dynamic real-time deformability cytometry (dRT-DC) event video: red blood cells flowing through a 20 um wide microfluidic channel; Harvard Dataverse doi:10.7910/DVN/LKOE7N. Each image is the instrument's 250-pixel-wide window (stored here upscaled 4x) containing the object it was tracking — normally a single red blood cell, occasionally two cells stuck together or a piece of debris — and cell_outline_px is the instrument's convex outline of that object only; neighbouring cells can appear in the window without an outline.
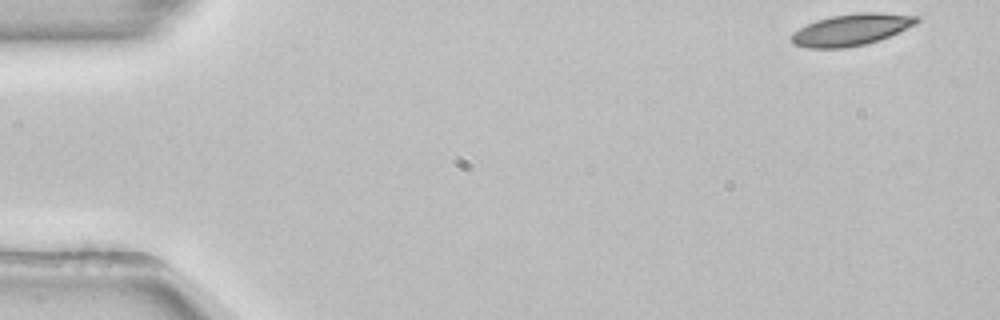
{"species": "common noctule bat (a hibernating species)", "species_latin": "Nyctalus noctula", "temperature_condition": "room temperature", "stored_images_in_passage": 51, "camera_frame_rate_fps": 3000, "um_per_image_px": 0.085, "animal": {"sex": "female", "body_mass_g": 22.7, "forearm_length_mm": 54.2}, "frame": {"image": 1, "passage_image": 1, "time_ms": 0.0, "image_size_px": [1000, 320], "cell_outline_px": [[920, 20], [916, 24], [880, 40], [864, 44], [844, 48], [808, 48], [792, 44], [792, 32], [816, 20], [832, 16], [860, 12], [880, 12], [920, 16]], "centroid_in_image_um": [72.38, 2.52], "position_along_channel_um": 12.6, "area_um2": 23.06}}
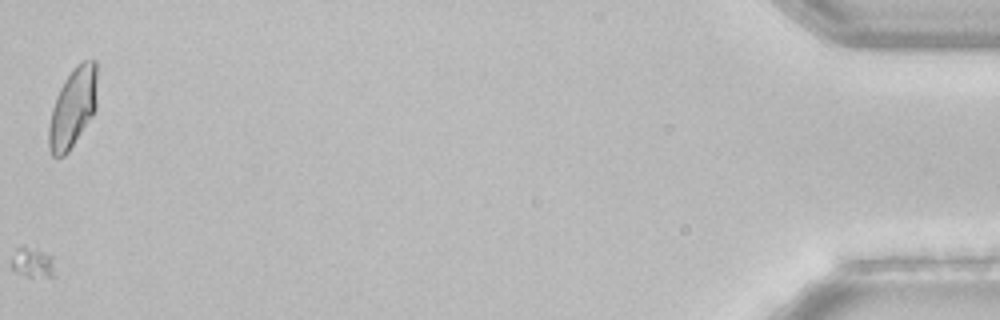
{"frame": {"image": 2, "passage_image": 51, "time_ms": 16.667, "image_size_px": [1000, 320], "cell_outline_px": [[96, 108], [92, 116], [68, 152], [64, 156], [52, 156], [48, 148], [48, 128], [52, 108], [56, 96], [64, 80], [76, 64], [84, 60], [96, 60]], "centroid_in_image_um": [6.17, 9.16], "position_along_channel_um": 429.0, "area_um2": 22.37}}